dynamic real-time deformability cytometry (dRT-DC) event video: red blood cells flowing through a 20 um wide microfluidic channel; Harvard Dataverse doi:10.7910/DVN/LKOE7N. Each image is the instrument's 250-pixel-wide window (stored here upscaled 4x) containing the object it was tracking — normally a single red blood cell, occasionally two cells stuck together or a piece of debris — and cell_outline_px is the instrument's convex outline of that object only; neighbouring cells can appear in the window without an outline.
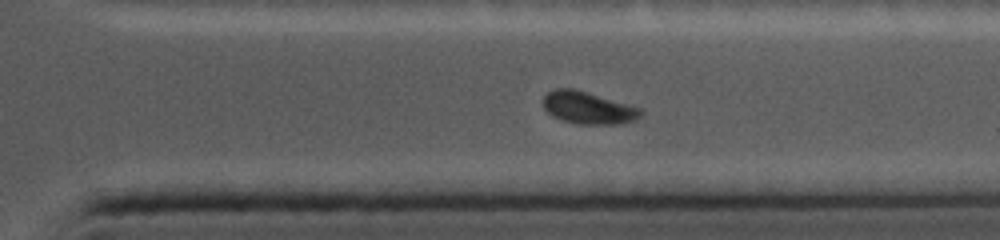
{"species": "common noctule bat (a hibernating species)", "species_latin": "Nyctalus noctula", "temperature_condition": "cold", "stored_images_in_passage": 23, "camera_frame_rate_fps": 5000, "um_per_image_px": 0.085, "animal": {"sex": "female", "body_mass_g": 19.0, "forearm_length_mm": 56.7}, "frame": {"image": 1, "passage_image": 14, "time_ms": 9.0, "image_size_px": [1000, 240], "cell_outline_px": [[644, 116], [640, 120], [624, 124], [576, 124], [560, 120], [552, 116], [544, 108], [544, 96], [548, 92], [560, 88], [568, 88], [584, 92], [640, 108], [644, 112]], "centroid_in_image_um": [50.05, 9.22], "position_along_channel_um": 361.4, "area_um2": 18.26}}
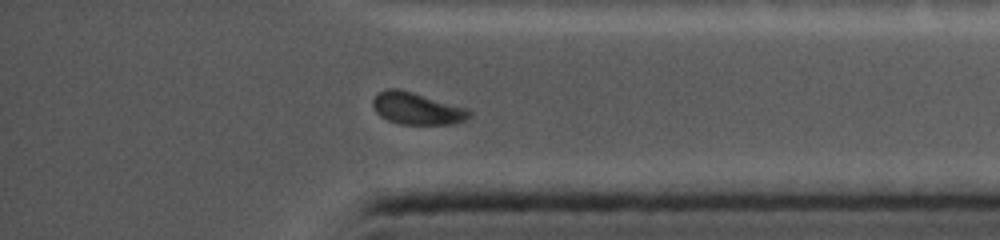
{"frame": {"image": 2, "passage_image": 17, "time_ms": 10.0, "image_size_px": [1000, 240], "cell_outline_px": [[472, 116], [468, 120], [456, 124], [400, 124], [388, 120], [380, 116], [376, 112], [372, 104], [372, 100], [380, 92], [388, 88], [392, 88], [408, 92], [464, 108], [472, 112]], "centroid_in_image_um": [35.44, 9.27], "position_along_channel_um": 399.8, "area_um2": 17.46}}